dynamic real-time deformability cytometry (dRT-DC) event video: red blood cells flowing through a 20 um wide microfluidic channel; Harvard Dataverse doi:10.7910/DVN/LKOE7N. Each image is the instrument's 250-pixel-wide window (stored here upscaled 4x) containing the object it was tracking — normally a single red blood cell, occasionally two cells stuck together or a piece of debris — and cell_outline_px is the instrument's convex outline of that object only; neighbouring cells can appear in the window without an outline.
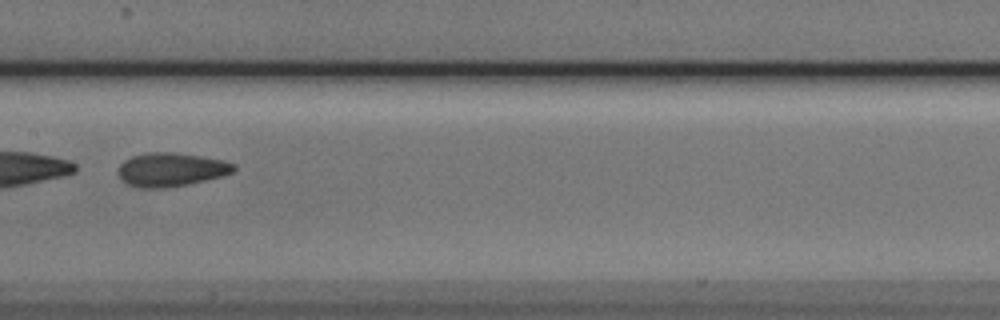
{"species": "Egyptian fruit bat (a non-hibernating species)", "species_latin": "Rousettus aegyptiacus", "temperature_condition": "cold", "stored_images_in_passage": 50, "camera_frame_rate_fps": 3000, "um_per_image_px": 0.085, "animal": {"sex": "male"}, "frame": {"image": 1, "passage_image": 25, "time_ms": 8.0, "image_size_px": [1000, 320], "cell_outline_px": [[236, 168], [232, 172], [220, 176], [188, 184], [164, 188], [136, 188], [120, 180], [116, 172], [120, 164], [124, 160], [132, 156], [148, 152], [172, 152], [200, 156], [224, 160], [236, 164]], "centroid_in_image_um": [14.48, 14.41], "position_along_channel_um": 192.9, "area_um2": 22.83}}